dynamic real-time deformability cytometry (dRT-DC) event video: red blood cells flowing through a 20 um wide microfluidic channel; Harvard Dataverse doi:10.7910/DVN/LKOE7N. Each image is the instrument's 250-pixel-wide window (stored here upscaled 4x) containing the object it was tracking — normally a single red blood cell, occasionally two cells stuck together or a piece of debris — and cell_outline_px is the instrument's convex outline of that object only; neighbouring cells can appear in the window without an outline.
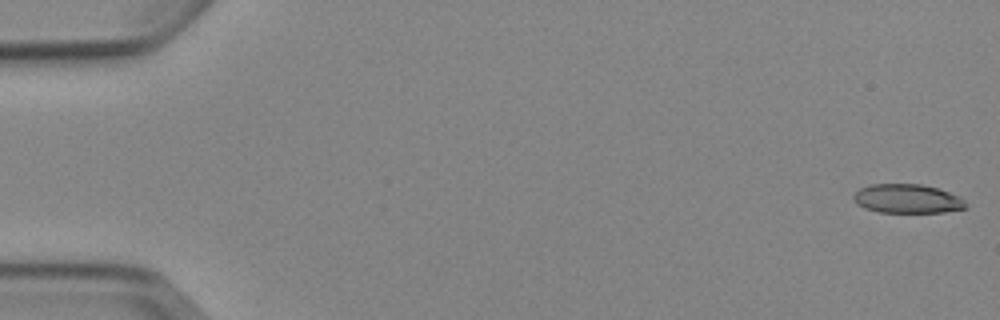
{"species": "Egyptian fruit bat (a non-hibernating species)", "species_latin": "Rousettus aegyptiacus", "temperature_condition": "cold", "stored_images_in_passage": 5, "camera_frame_rate_fps": 3000, "um_per_image_px": 0.085, "animal": {"sex": "female"}, "frame": {"image": 1, "passage_image": 1, "time_ms": 0.0, "image_size_px": [1000, 320], "cell_outline_px": [[968, 208], [944, 212], [880, 212], [864, 208], [856, 204], [852, 200], [852, 196], [860, 188], [872, 184], [920, 184], [936, 188], [960, 196], [964, 200]], "centroid_in_image_um": [77.11, 16.89], "position_along_channel_um": 7.9, "area_um2": 19.02}}